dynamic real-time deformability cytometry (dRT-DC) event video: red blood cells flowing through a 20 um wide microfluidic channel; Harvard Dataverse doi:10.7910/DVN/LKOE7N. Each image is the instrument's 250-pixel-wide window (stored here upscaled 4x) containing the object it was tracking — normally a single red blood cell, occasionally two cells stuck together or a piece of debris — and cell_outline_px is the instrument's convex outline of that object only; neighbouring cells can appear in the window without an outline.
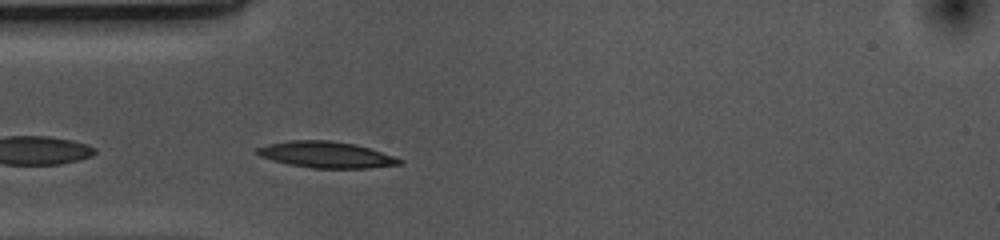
{"species": "common noctule bat (a hibernating species)", "species_latin": "Nyctalus noctula", "temperature_condition": "cold", "stored_images_in_passage": 31, "camera_frame_rate_fps": 3000, "um_per_image_px": 0.085, "animal": {"sex": "female", "body_mass_g": 10.0, "forearm_length_mm": 53.1}, "frame": {"image": 1, "passage_image": 2, "time_ms": 0.333, "image_size_px": [1000, 240], "cell_outline_px": [[404, 164], [368, 168], [312, 168], [288, 164], [272, 160], [260, 156], [256, 152], [256, 148], [268, 144], [288, 140], [328, 140], [356, 144], [404, 160]], "centroid_in_image_um": [27.72, 13.15], "position_along_channel_um": 57.3, "area_um2": 21.73}}
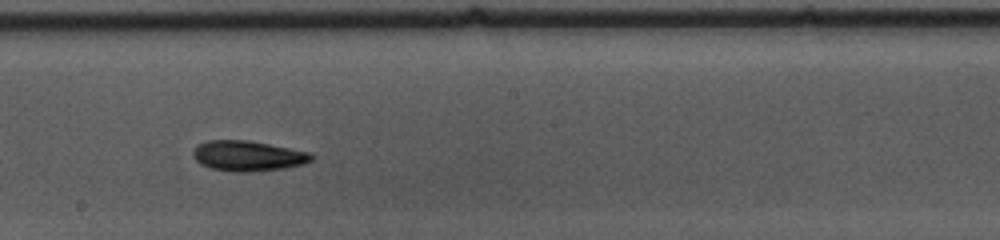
{"frame": {"image": 2, "passage_image": 16, "time_ms": 5.0, "image_size_px": [1000, 240], "cell_outline_px": [[312, 160], [304, 164], [284, 168], [248, 172], [232, 172], [208, 168], [200, 164], [192, 156], [192, 152], [196, 144], [208, 140], [248, 140], [312, 152]], "centroid_in_image_um": [21.03, 13.25], "position_along_channel_um": 227.2, "area_um2": 21.21}}
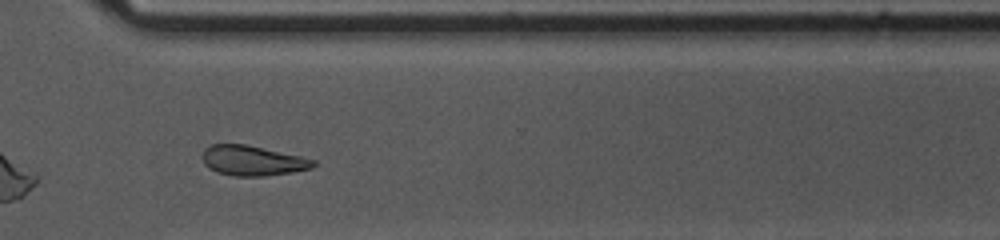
{"frame": {"image": 3, "passage_image": 26, "time_ms": 8.333, "image_size_px": [1000, 240], "cell_outline_px": [[316, 164], [312, 168], [292, 172], [264, 176], [232, 176], [216, 172], [208, 168], [204, 164], [200, 156], [204, 148], [212, 144], [248, 144], [300, 156], [316, 160]], "centroid_in_image_um": [21.42, 13.65], "position_along_channel_um": 349.2, "area_um2": 19.71}, "authors_computed_cell_mechanics": {"area_um2": 20.1722, "velocity_mm_per_s": 3.6696, "shape_relaxation_time_tau1_ms": 9.0321, "shape_relaxation_time_tau2_ms": null, "deformation_change_tau1": 0.1783, "deformation_change_tau2": null}}